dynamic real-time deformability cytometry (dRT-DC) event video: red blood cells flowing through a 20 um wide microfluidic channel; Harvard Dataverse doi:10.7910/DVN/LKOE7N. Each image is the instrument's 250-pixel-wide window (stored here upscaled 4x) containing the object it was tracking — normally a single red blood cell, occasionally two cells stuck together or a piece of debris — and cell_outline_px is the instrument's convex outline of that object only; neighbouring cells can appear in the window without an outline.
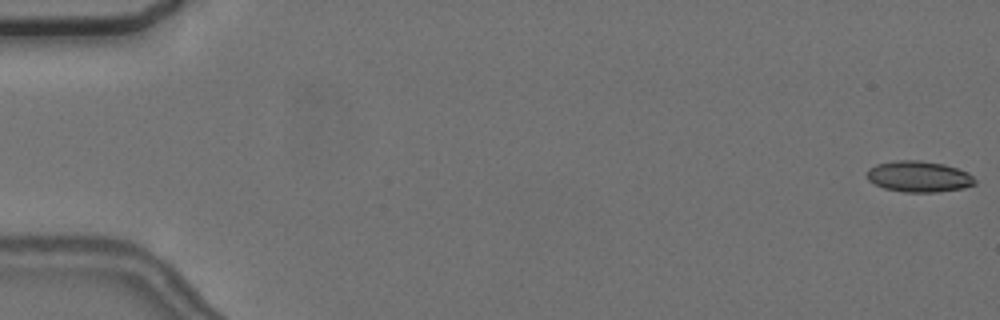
{"species": "common noctule bat (a hibernating species)", "species_latin": "Nyctalus noctula", "temperature_condition": "cold", "stored_images_in_passage": 5, "camera_frame_rate_fps": 3000, "um_per_image_px": 0.085, "animal": {"sex": "female", "body_mass_g": 24.6, "forearm_length_mm": 56.2}, "frame": {"image": 1, "passage_image": 1, "time_ms": 0.0, "image_size_px": [1000, 320], "cell_outline_px": [[976, 184], [964, 188], [936, 192], [904, 192], [884, 188], [868, 180], [868, 168], [876, 164], [896, 160], [920, 160], [944, 164], [968, 172], [976, 180]], "centroid_in_image_um": [78.12, 15.0], "position_along_channel_um": 6.9, "area_um2": 19.54}}